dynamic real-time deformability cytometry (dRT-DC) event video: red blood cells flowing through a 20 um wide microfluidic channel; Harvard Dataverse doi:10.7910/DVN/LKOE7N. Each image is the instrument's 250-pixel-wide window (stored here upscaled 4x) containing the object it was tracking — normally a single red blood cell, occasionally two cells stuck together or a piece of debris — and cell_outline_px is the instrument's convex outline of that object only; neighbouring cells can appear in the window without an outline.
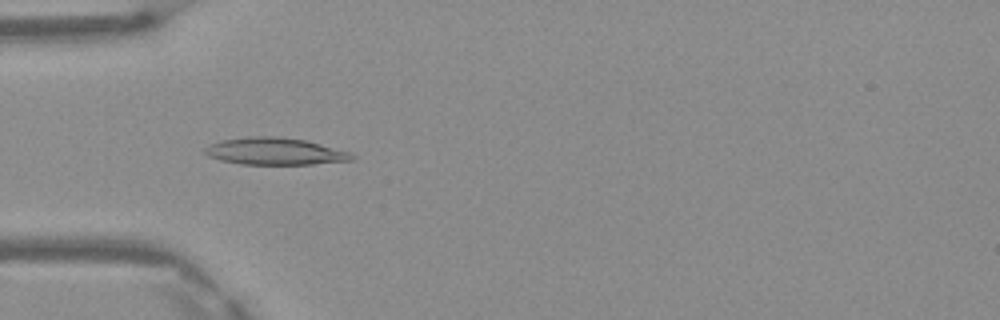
{"species": "Egyptian fruit bat (a non-hibernating species)", "species_latin": "Rousettus aegyptiacus", "temperature_condition": "warm", "stored_images_in_passage": 36, "camera_frame_rate_fps": 3000, "um_per_image_px": 0.085, "frame": {"image": 1, "passage_image": 3, "time_ms": 0.667, "image_size_px": [1000, 320], "cell_outline_px": [[356, 156], [352, 160], [312, 164], [240, 164], [220, 160], [208, 156], [204, 152], [204, 148], [208, 144], [220, 140], [248, 136], [276, 136], [304, 140], [352, 152]], "centroid_in_image_um": [23.34, 12.86], "position_along_channel_um": 61.7, "area_um2": 23.29}}
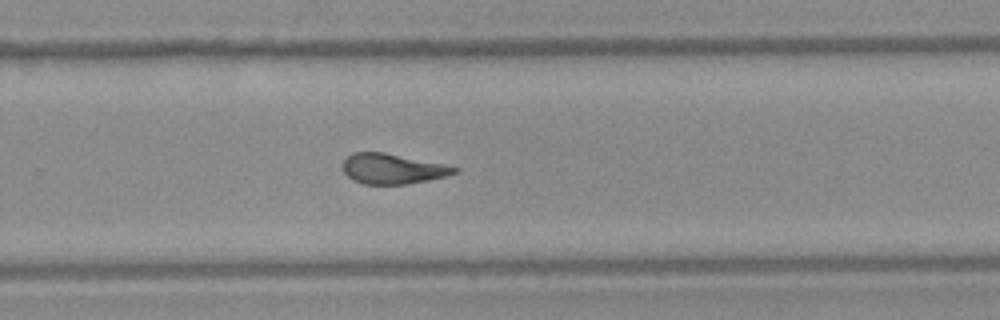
{"frame": {"image": 2, "passage_image": 20, "time_ms": 6.333, "image_size_px": [1000, 320], "cell_outline_px": [[460, 172], [428, 180], [408, 184], [364, 184], [352, 180], [340, 168], [340, 164], [352, 152], [384, 152], [460, 168]], "centroid_in_image_um": [33.31, 14.35], "position_along_channel_um": 296.5, "area_um2": 19.65}}
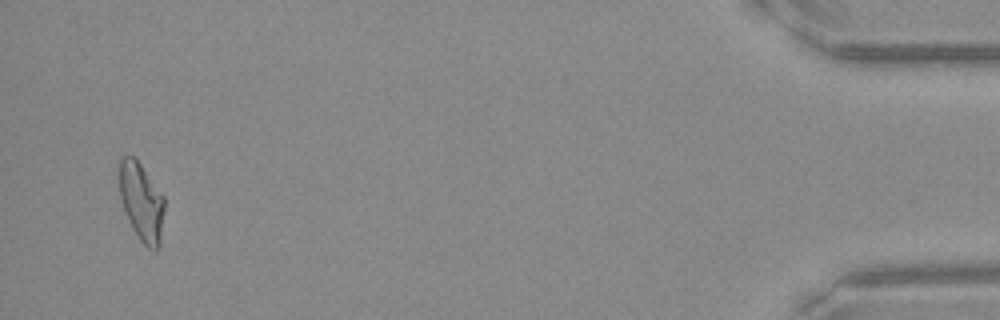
{"frame": {"image": 3, "passage_image": 35, "time_ms": 11.333, "image_size_px": [1000, 320], "cell_outline_px": [[164, 208], [160, 248], [156, 252], [148, 248], [140, 240], [132, 228], [124, 212], [120, 200], [120, 156], [132, 156], [140, 164], [164, 196]], "centroid_in_image_um": [12.03, 17.21], "position_along_channel_um": 423.2, "area_um2": 20.58}, "authors_computed_cell_mechanics": {"area_um2": 20.4612, "velocity_mm_per_s": 4.1657, "shape_relaxation_time_tau1_ms": 11.2969, "shape_relaxation_time_tau2_ms": 1.6197, "deformation_change_tau1": 0.3039, "deformation_change_tau2": 0.0941}}